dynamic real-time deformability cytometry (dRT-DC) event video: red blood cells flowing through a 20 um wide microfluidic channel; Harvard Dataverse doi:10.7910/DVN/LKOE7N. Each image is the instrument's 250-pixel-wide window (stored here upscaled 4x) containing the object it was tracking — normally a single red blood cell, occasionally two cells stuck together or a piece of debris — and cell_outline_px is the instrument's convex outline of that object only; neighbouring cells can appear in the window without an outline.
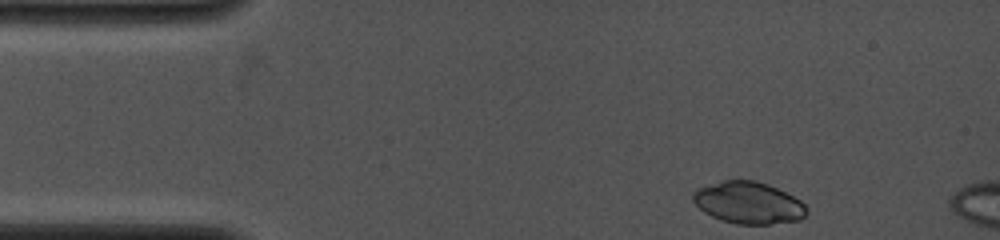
{"species": "common noctule bat (a hibernating species)", "species_latin": "Nyctalus noctula", "temperature_condition": "cold", "stored_images_in_passage": 6, "camera_frame_rate_fps": 4000, "um_per_image_px": 0.085, "animal": {"sex": "female", "body_mass_g": 19.0, "forearm_length_mm": 53.3}, "frame": {"image": 1, "passage_image": 1, "time_ms": 0.0, "image_size_px": [1000, 240], "cell_outline_px": [[808, 212], [800, 220], [768, 224], [736, 224], [720, 220], [704, 212], [692, 200], [692, 192], [696, 188], [724, 180], [756, 180], [768, 184], [800, 200], [808, 208]], "centroid_in_image_um": [63.6, 17.23], "position_along_channel_um": 21.4, "area_um2": 27.8}}